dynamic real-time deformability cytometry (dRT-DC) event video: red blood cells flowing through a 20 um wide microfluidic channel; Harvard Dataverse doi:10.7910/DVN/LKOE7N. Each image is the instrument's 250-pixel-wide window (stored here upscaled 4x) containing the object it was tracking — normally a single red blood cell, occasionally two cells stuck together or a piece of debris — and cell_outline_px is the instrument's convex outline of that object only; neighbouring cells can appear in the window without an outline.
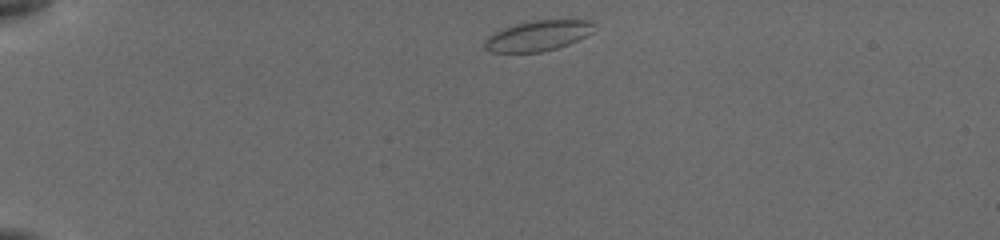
{"species": "common noctule bat (a hibernating species)", "species_latin": "Nyctalus noctula", "temperature_condition": "cold", "stored_images_in_passage": 54, "camera_frame_rate_fps": 3000, "um_per_image_px": 0.085, "animal": {"sex": "female", "body_mass_g": 19.5, "forearm_length_mm": 54.1}, "frame": {"image": 1, "passage_image": 1, "time_ms": 0.0, "image_size_px": [1000, 240], "cell_outline_px": [[596, 24], [592, 32], [568, 44], [556, 48], [540, 52], [488, 52], [484, 48], [484, 40], [488, 36], [504, 28], [516, 24], [536, 20], [592, 20]], "centroid_in_image_um": [45.72, 3.04], "position_along_channel_um": 39.3, "area_um2": 19.19}}
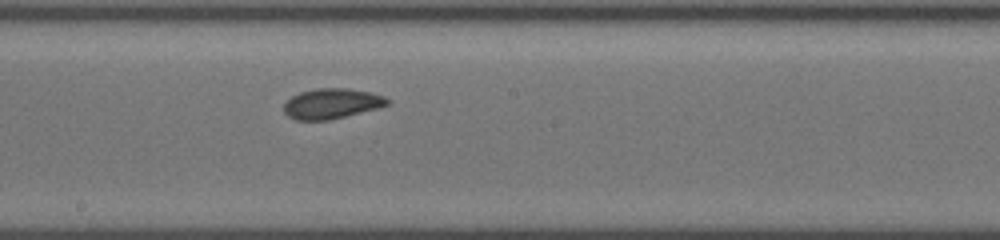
{"frame": {"image": 2, "passage_image": 24, "time_ms": 6.333, "image_size_px": [1000, 240], "cell_outline_px": [[392, 100], [388, 104], [376, 108], [328, 120], [296, 120], [288, 116], [284, 112], [284, 104], [292, 96], [300, 92], [316, 88], [348, 88], [372, 92], [384, 96]], "centroid_in_image_um": [28.2, 8.79], "position_along_channel_um": 220.0, "area_um2": 18.15}}
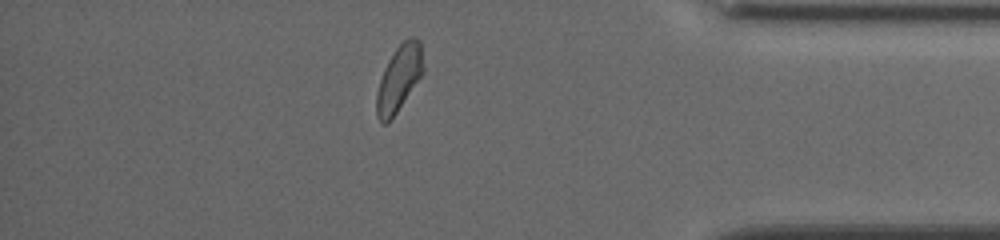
{"frame": {"image": 3, "passage_image": 41, "time_ms": 11.667, "image_size_px": [1000, 240], "cell_outline_px": [[424, 72], [396, 112], [384, 124], [376, 116], [376, 92], [384, 68], [388, 60], [396, 48], [408, 36], [416, 36], [420, 40], [424, 68]], "centroid_in_image_um": [33.93, 6.6], "position_along_channel_um": 401.3, "area_um2": 17.8}, "authors_computed_cell_mechanics": {"area_um2": 18.1492, "velocity_mm_per_s": 3.8285, "shape_relaxation_time_tau1_ms": 2.9301, "shape_relaxation_time_tau2_ms": 1.3889, "deformation_change_tau1": 0.0777, "deformation_change_tau2": 0.0409}}